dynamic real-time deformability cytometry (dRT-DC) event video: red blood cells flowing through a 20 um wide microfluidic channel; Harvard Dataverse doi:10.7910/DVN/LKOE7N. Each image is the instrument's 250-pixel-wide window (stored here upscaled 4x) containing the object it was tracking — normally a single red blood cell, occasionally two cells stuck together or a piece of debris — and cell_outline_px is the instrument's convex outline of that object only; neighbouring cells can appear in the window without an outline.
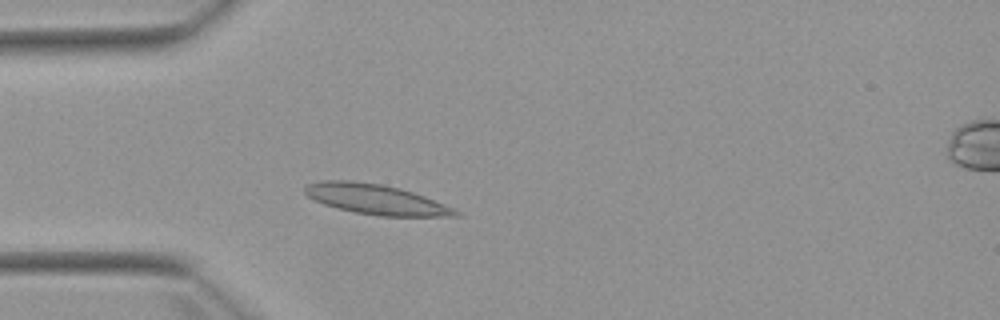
{"species": "Egyptian fruit bat (a non-hibernating species)", "species_latin": "Rousettus aegyptiacus", "temperature_condition": "warm", "stored_images_in_passage": 4, "camera_frame_rate_fps": 3000, "um_per_image_px": 0.085, "animal": {"sex": "female"}, "frame": {"image": 1, "passage_image": 3, "time_ms": 2.333, "image_size_px": [1000, 320], "cell_outline_px": [[460, 216], [380, 216], [352, 212], [336, 208], [324, 204], [308, 196], [304, 192], [304, 188], [308, 184], [320, 180], [352, 180], [380, 184], [400, 188], [424, 196], [444, 204], [460, 212]], "centroid_in_image_um": [31.92, 16.94], "position_along_channel_um": 53.1, "area_um2": 26.3}}